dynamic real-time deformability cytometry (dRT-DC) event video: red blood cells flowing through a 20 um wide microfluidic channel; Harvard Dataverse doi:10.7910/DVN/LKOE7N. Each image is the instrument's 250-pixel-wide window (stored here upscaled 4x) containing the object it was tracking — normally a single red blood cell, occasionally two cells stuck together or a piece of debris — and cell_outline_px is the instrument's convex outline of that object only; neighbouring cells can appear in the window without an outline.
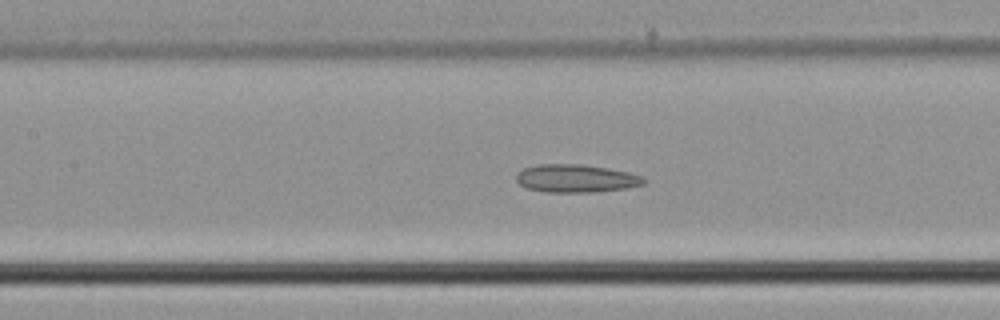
{"species": "common noctule bat (a hibernating species)", "species_latin": "Nyctalus noctula", "temperature_condition": "cold", "stored_images_in_passage": 48, "camera_frame_rate_fps": 3000, "um_per_image_px": 0.085, "animal": {"sex": "male", "body_mass_g": 21.5, "forearm_length_mm": 52.0}, "frame": {"image": 1, "passage_image": 21, "time_ms": 6.667, "image_size_px": [1000, 320], "cell_outline_px": [[648, 180], [644, 184], [624, 188], [592, 192], [544, 192], [524, 188], [516, 180], [516, 172], [524, 168], [540, 164], [580, 164], [628, 172], [640, 176]], "centroid_in_image_um": [48.9, 15.17], "position_along_channel_um": 158.5, "area_um2": 20.69}}
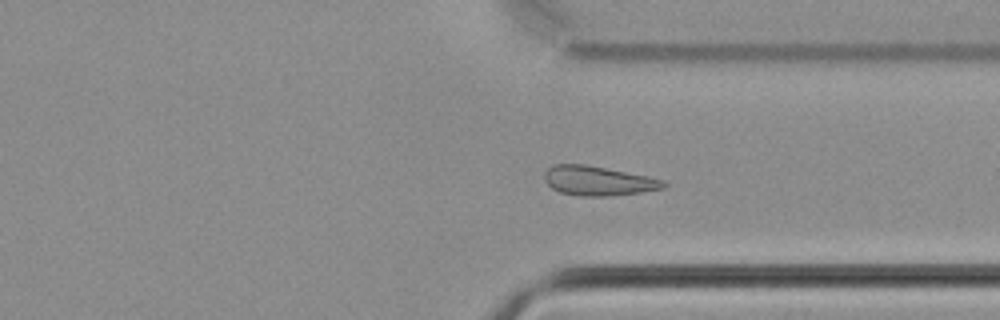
{"frame": {"image": 2, "passage_image": 35, "time_ms": 11.333, "image_size_px": [1000, 320], "cell_outline_px": [[668, 184], [664, 188], [640, 192], [612, 196], [580, 196], [560, 192], [552, 188], [544, 180], [544, 172], [552, 164], [584, 164], [648, 176], [664, 180]], "centroid_in_image_um": [50.83, 15.37], "position_along_channel_um": 360.6, "area_um2": 20.46}}